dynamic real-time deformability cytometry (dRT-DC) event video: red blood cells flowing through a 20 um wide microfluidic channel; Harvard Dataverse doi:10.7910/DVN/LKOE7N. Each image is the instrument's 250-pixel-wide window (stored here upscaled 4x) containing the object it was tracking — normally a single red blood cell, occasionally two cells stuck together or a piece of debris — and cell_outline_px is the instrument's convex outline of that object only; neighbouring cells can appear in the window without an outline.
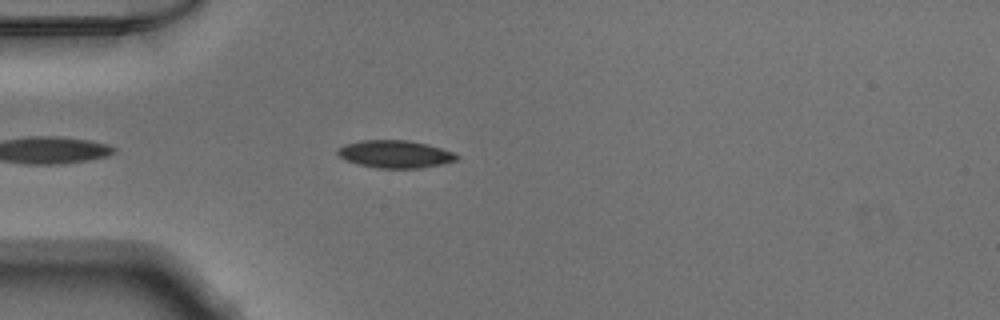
{"species": "Egyptian fruit bat (a non-hibernating species)", "species_latin": "Rousettus aegyptiacus", "temperature_condition": "warm", "stored_images_in_passage": 28, "camera_frame_rate_fps": 3000, "um_per_image_px": 0.085, "animal": {"sex": "male"}, "frame": {"image": 1, "passage_image": 5, "time_ms": 1.333, "image_size_px": [1000, 320], "cell_outline_px": [[460, 156], [456, 160], [440, 164], [420, 168], [376, 168], [344, 160], [336, 152], [344, 144], [360, 140], [408, 140], [428, 144], [452, 152]], "centroid_in_image_um": [33.57, 13.09], "position_along_channel_um": 51.4, "area_um2": 19.02}}
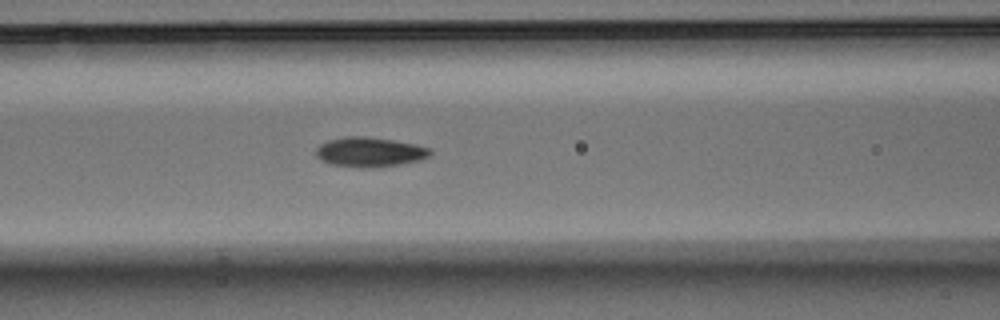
{"frame": {"image": 2, "passage_image": 12, "time_ms": 3.667, "image_size_px": [1000, 320], "cell_outline_px": [[432, 152], [428, 156], [420, 160], [400, 164], [372, 168], [360, 168], [332, 164], [320, 160], [316, 156], [316, 148], [320, 144], [328, 140], [348, 136], [364, 136], [392, 140], [416, 144], [432, 148]], "centroid_in_image_um": [31.42, 12.92], "position_along_channel_um": 135.2, "area_um2": 19.83}}
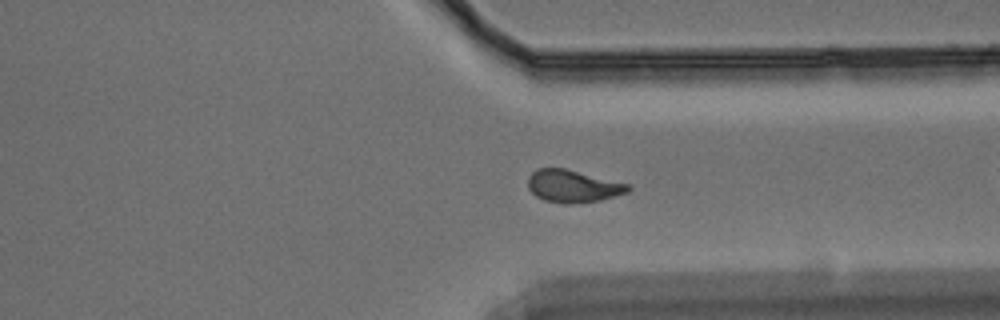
{"frame": {"image": 3, "passage_image": 26, "time_ms": 8.333, "image_size_px": [1000, 320], "cell_outline_px": [[632, 188], [628, 192], [616, 196], [600, 200], [568, 204], [544, 200], [536, 196], [528, 188], [528, 176], [536, 168], [564, 168], [628, 184]], "centroid_in_image_um": [48.68, 15.82], "position_along_channel_um": 362.7, "area_um2": 18.79}}